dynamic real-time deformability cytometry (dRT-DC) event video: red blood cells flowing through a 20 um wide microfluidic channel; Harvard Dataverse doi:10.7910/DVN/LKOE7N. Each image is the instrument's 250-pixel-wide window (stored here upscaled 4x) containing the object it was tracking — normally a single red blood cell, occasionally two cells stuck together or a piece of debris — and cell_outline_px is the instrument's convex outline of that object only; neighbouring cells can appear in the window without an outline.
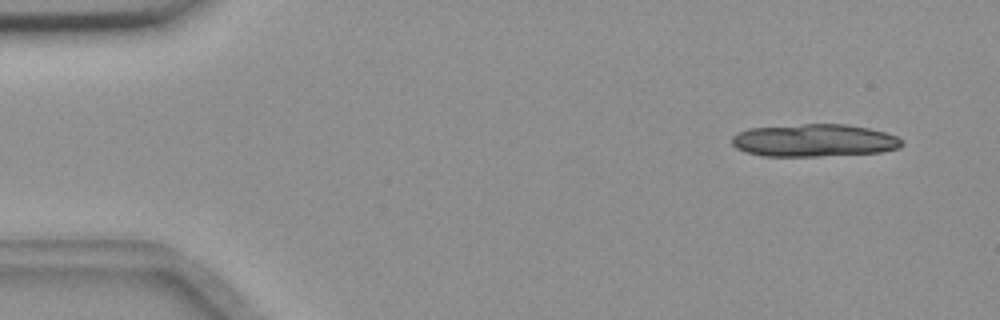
{"species": "common noctule bat (a hibernating species)", "species_latin": "Nyctalus noctula", "temperature_condition": "room temperature", "stored_images_in_passage": 15, "camera_frame_rate_fps": 3000, "um_per_image_px": 0.085, "animal": {"sex": "female", "body_mass_g": 18.4}, "frame": {"image": 1, "passage_image": 1, "time_ms": 0.0, "image_size_px": [1000, 320], "cell_outline_px": [[904, 144], [900, 148], [880, 152], [820, 156], [760, 156], [744, 152], [736, 148], [732, 144], [732, 136], [736, 132], [748, 128], [804, 124], [848, 124], [868, 128], [884, 132], [896, 136]], "centroid_in_image_um": [69.16, 11.94], "position_along_channel_um": 15.8, "area_um2": 32.48}}